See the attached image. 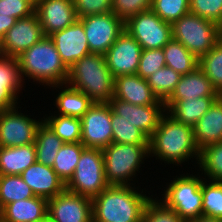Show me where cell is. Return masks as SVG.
Segmentation results:
<instances>
[{"label": "cell", "instance_id": "74e56055", "mask_svg": "<svg viewBox=\"0 0 222 222\" xmlns=\"http://www.w3.org/2000/svg\"><path fill=\"white\" fill-rule=\"evenodd\" d=\"M151 10L163 21L172 23L190 12V0H152Z\"/></svg>", "mask_w": 222, "mask_h": 222}, {"label": "cell", "instance_id": "b9f144b4", "mask_svg": "<svg viewBox=\"0 0 222 222\" xmlns=\"http://www.w3.org/2000/svg\"><path fill=\"white\" fill-rule=\"evenodd\" d=\"M190 12L222 24V0H190Z\"/></svg>", "mask_w": 222, "mask_h": 222}, {"label": "cell", "instance_id": "4dcf8cb0", "mask_svg": "<svg viewBox=\"0 0 222 222\" xmlns=\"http://www.w3.org/2000/svg\"><path fill=\"white\" fill-rule=\"evenodd\" d=\"M35 197L20 175H0V210L7 204Z\"/></svg>", "mask_w": 222, "mask_h": 222}, {"label": "cell", "instance_id": "5b68a950", "mask_svg": "<svg viewBox=\"0 0 222 222\" xmlns=\"http://www.w3.org/2000/svg\"><path fill=\"white\" fill-rule=\"evenodd\" d=\"M105 179L109 185H133L136 172L149 158V144H121L112 142L102 150Z\"/></svg>", "mask_w": 222, "mask_h": 222}, {"label": "cell", "instance_id": "8992f818", "mask_svg": "<svg viewBox=\"0 0 222 222\" xmlns=\"http://www.w3.org/2000/svg\"><path fill=\"white\" fill-rule=\"evenodd\" d=\"M197 175L187 173L176 176L167 187H163L164 193L161 194L160 200L185 222H192L203 216L202 181L205 178Z\"/></svg>", "mask_w": 222, "mask_h": 222}, {"label": "cell", "instance_id": "484cf974", "mask_svg": "<svg viewBox=\"0 0 222 222\" xmlns=\"http://www.w3.org/2000/svg\"><path fill=\"white\" fill-rule=\"evenodd\" d=\"M35 162L34 143L15 147H0V175H20Z\"/></svg>", "mask_w": 222, "mask_h": 222}, {"label": "cell", "instance_id": "ba28073f", "mask_svg": "<svg viewBox=\"0 0 222 222\" xmlns=\"http://www.w3.org/2000/svg\"><path fill=\"white\" fill-rule=\"evenodd\" d=\"M103 152L85 147L79 157L73 176L66 189L75 194L93 198L109 186L105 179Z\"/></svg>", "mask_w": 222, "mask_h": 222}, {"label": "cell", "instance_id": "603a6c76", "mask_svg": "<svg viewBox=\"0 0 222 222\" xmlns=\"http://www.w3.org/2000/svg\"><path fill=\"white\" fill-rule=\"evenodd\" d=\"M48 215V200L35 196L5 205L0 210L3 222H37Z\"/></svg>", "mask_w": 222, "mask_h": 222}, {"label": "cell", "instance_id": "e575fe53", "mask_svg": "<svg viewBox=\"0 0 222 222\" xmlns=\"http://www.w3.org/2000/svg\"><path fill=\"white\" fill-rule=\"evenodd\" d=\"M198 164L206 180L222 182V141L202 149Z\"/></svg>", "mask_w": 222, "mask_h": 222}, {"label": "cell", "instance_id": "ab89813d", "mask_svg": "<svg viewBox=\"0 0 222 222\" xmlns=\"http://www.w3.org/2000/svg\"><path fill=\"white\" fill-rule=\"evenodd\" d=\"M166 66L163 48L144 49L141 54L136 74L146 79L151 74Z\"/></svg>", "mask_w": 222, "mask_h": 222}, {"label": "cell", "instance_id": "7bdbcfd3", "mask_svg": "<svg viewBox=\"0 0 222 222\" xmlns=\"http://www.w3.org/2000/svg\"><path fill=\"white\" fill-rule=\"evenodd\" d=\"M34 13L35 5L30 0H0V16L21 19Z\"/></svg>", "mask_w": 222, "mask_h": 222}, {"label": "cell", "instance_id": "c3c4849f", "mask_svg": "<svg viewBox=\"0 0 222 222\" xmlns=\"http://www.w3.org/2000/svg\"><path fill=\"white\" fill-rule=\"evenodd\" d=\"M4 56L3 50H2V42L0 41V58Z\"/></svg>", "mask_w": 222, "mask_h": 222}, {"label": "cell", "instance_id": "ac0fdd59", "mask_svg": "<svg viewBox=\"0 0 222 222\" xmlns=\"http://www.w3.org/2000/svg\"><path fill=\"white\" fill-rule=\"evenodd\" d=\"M60 54V58L69 69L76 61L90 54L88 41L82 22L77 19L72 25L49 36Z\"/></svg>", "mask_w": 222, "mask_h": 222}, {"label": "cell", "instance_id": "836d02e7", "mask_svg": "<svg viewBox=\"0 0 222 222\" xmlns=\"http://www.w3.org/2000/svg\"><path fill=\"white\" fill-rule=\"evenodd\" d=\"M181 75L168 66L157 70L146 78L154 95L165 102L174 91Z\"/></svg>", "mask_w": 222, "mask_h": 222}, {"label": "cell", "instance_id": "7dc6e473", "mask_svg": "<svg viewBox=\"0 0 222 222\" xmlns=\"http://www.w3.org/2000/svg\"><path fill=\"white\" fill-rule=\"evenodd\" d=\"M37 222H52V219L47 215L45 218H43L42 220H39Z\"/></svg>", "mask_w": 222, "mask_h": 222}, {"label": "cell", "instance_id": "681fc988", "mask_svg": "<svg viewBox=\"0 0 222 222\" xmlns=\"http://www.w3.org/2000/svg\"><path fill=\"white\" fill-rule=\"evenodd\" d=\"M34 5H36L38 0H30Z\"/></svg>", "mask_w": 222, "mask_h": 222}, {"label": "cell", "instance_id": "4fadbf2b", "mask_svg": "<svg viewBox=\"0 0 222 222\" xmlns=\"http://www.w3.org/2000/svg\"><path fill=\"white\" fill-rule=\"evenodd\" d=\"M107 103L113 113L131 122L148 138L158 128L162 116L166 113L165 103L161 100L153 105H134L112 97Z\"/></svg>", "mask_w": 222, "mask_h": 222}, {"label": "cell", "instance_id": "9a60e30c", "mask_svg": "<svg viewBox=\"0 0 222 222\" xmlns=\"http://www.w3.org/2000/svg\"><path fill=\"white\" fill-rule=\"evenodd\" d=\"M143 49L126 31L104 54L107 66L114 77L136 74Z\"/></svg>", "mask_w": 222, "mask_h": 222}, {"label": "cell", "instance_id": "3957f363", "mask_svg": "<svg viewBox=\"0 0 222 222\" xmlns=\"http://www.w3.org/2000/svg\"><path fill=\"white\" fill-rule=\"evenodd\" d=\"M17 59L23 83L26 79H33V82L40 85L52 86L65 84L67 81L68 68L49 36H44Z\"/></svg>", "mask_w": 222, "mask_h": 222}, {"label": "cell", "instance_id": "44dd1931", "mask_svg": "<svg viewBox=\"0 0 222 222\" xmlns=\"http://www.w3.org/2000/svg\"><path fill=\"white\" fill-rule=\"evenodd\" d=\"M113 97L134 105H153L159 100L147 80L137 74L115 77Z\"/></svg>", "mask_w": 222, "mask_h": 222}, {"label": "cell", "instance_id": "30bf717a", "mask_svg": "<svg viewBox=\"0 0 222 222\" xmlns=\"http://www.w3.org/2000/svg\"><path fill=\"white\" fill-rule=\"evenodd\" d=\"M79 20L83 24L90 53L105 54L125 30V22L112 11Z\"/></svg>", "mask_w": 222, "mask_h": 222}, {"label": "cell", "instance_id": "ee69618b", "mask_svg": "<svg viewBox=\"0 0 222 222\" xmlns=\"http://www.w3.org/2000/svg\"><path fill=\"white\" fill-rule=\"evenodd\" d=\"M73 2L78 19L112 11V0H73Z\"/></svg>", "mask_w": 222, "mask_h": 222}, {"label": "cell", "instance_id": "8d00e7d4", "mask_svg": "<svg viewBox=\"0 0 222 222\" xmlns=\"http://www.w3.org/2000/svg\"><path fill=\"white\" fill-rule=\"evenodd\" d=\"M203 217L222 220V182L202 181Z\"/></svg>", "mask_w": 222, "mask_h": 222}, {"label": "cell", "instance_id": "6da1fadb", "mask_svg": "<svg viewBox=\"0 0 222 222\" xmlns=\"http://www.w3.org/2000/svg\"><path fill=\"white\" fill-rule=\"evenodd\" d=\"M149 156L173 166H180L191 158L199 163L200 150L194 140L193 127L176 121L166 112L149 138Z\"/></svg>", "mask_w": 222, "mask_h": 222}, {"label": "cell", "instance_id": "f35d334b", "mask_svg": "<svg viewBox=\"0 0 222 222\" xmlns=\"http://www.w3.org/2000/svg\"><path fill=\"white\" fill-rule=\"evenodd\" d=\"M151 196L145 206L142 222H185L172 208Z\"/></svg>", "mask_w": 222, "mask_h": 222}, {"label": "cell", "instance_id": "d6a6232c", "mask_svg": "<svg viewBox=\"0 0 222 222\" xmlns=\"http://www.w3.org/2000/svg\"><path fill=\"white\" fill-rule=\"evenodd\" d=\"M112 142L121 144H149V138L128 120L111 110Z\"/></svg>", "mask_w": 222, "mask_h": 222}, {"label": "cell", "instance_id": "60d3db41", "mask_svg": "<svg viewBox=\"0 0 222 222\" xmlns=\"http://www.w3.org/2000/svg\"><path fill=\"white\" fill-rule=\"evenodd\" d=\"M112 12L126 22L130 17L151 9L152 0H112Z\"/></svg>", "mask_w": 222, "mask_h": 222}, {"label": "cell", "instance_id": "d4e9b609", "mask_svg": "<svg viewBox=\"0 0 222 222\" xmlns=\"http://www.w3.org/2000/svg\"><path fill=\"white\" fill-rule=\"evenodd\" d=\"M207 96H221L207 78L204 72L197 67L193 72L181 75L174 91L167 100H184Z\"/></svg>", "mask_w": 222, "mask_h": 222}, {"label": "cell", "instance_id": "9c48e42d", "mask_svg": "<svg viewBox=\"0 0 222 222\" xmlns=\"http://www.w3.org/2000/svg\"><path fill=\"white\" fill-rule=\"evenodd\" d=\"M125 30L143 50L163 48L172 39L171 23L163 21L151 9L130 17Z\"/></svg>", "mask_w": 222, "mask_h": 222}, {"label": "cell", "instance_id": "cb8c5ba5", "mask_svg": "<svg viewBox=\"0 0 222 222\" xmlns=\"http://www.w3.org/2000/svg\"><path fill=\"white\" fill-rule=\"evenodd\" d=\"M220 96H207L184 100H166V112L176 121L194 126Z\"/></svg>", "mask_w": 222, "mask_h": 222}, {"label": "cell", "instance_id": "f546056e", "mask_svg": "<svg viewBox=\"0 0 222 222\" xmlns=\"http://www.w3.org/2000/svg\"><path fill=\"white\" fill-rule=\"evenodd\" d=\"M84 148L81 142L64 143L57 152L52 168L65 184L73 176Z\"/></svg>", "mask_w": 222, "mask_h": 222}, {"label": "cell", "instance_id": "1f68e13d", "mask_svg": "<svg viewBox=\"0 0 222 222\" xmlns=\"http://www.w3.org/2000/svg\"><path fill=\"white\" fill-rule=\"evenodd\" d=\"M46 117H43V121L64 143H77L81 141V120L79 118L55 113L54 116L52 114Z\"/></svg>", "mask_w": 222, "mask_h": 222}, {"label": "cell", "instance_id": "7402d4cb", "mask_svg": "<svg viewBox=\"0 0 222 222\" xmlns=\"http://www.w3.org/2000/svg\"><path fill=\"white\" fill-rule=\"evenodd\" d=\"M193 132L200 151L208 145L222 141V95L193 126Z\"/></svg>", "mask_w": 222, "mask_h": 222}, {"label": "cell", "instance_id": "e0dca14e", "mask_svg": "<svg viewBox=\"0 0 222 222\" xmlns=\"http://www.w3.org/2000/svg\"><path fill=\"white\" fill-rule=\"evenodd\" d=\"M35 13L45 36L63 30L78 19L73 0H38Z\"/></svg>", "mask_w": 222, "mask_h": 222}, {"label": "cell", "instance_id": "8fae6325", "mask_svg": "<svg viewBox=\"0 0 222 222\" xmlns=\"http://www.w3.org/2000/svg\"><path fill=\"white\" fill-rule=\"evenodd\" d=\"M19 108L21 109L16 106L0 111V147H15L35 142L43 117L38 120L31 118L30 115L18 111Z\"/></svg>", "mask_w": 222, "mask_h": 222}, {"label": "cell", "instance_id": "bcb514c9", "mask_svg": "<svg viewBox=\"0 0 222 222\" xmlns=\"http://www.w3.org/2000/svg\"><path fill=\"white\" fill-rule=\"evenodd\" d=\"M192 222H222V221L220 219H214L202 216Z\"/></svg>", "mask_w": 222, "mask_h": 222}, {"label": "cell", "instance_id": "d6986e66", "mask_svg": "<svg viewBox=\"0 0 222 222\" xmlns=\"http://www.w3.org/2000/svg\"><path fill=\"white\" fill-rule=\"evenodd\" d=\"M20 176L29 185L35 196L47 200L66 189V184L51 166L38 162L30 165Z\"/></svg>", "mask_w": 222, "mask_h": 222}, {"label": "cell", "instance_id": "ffe728a7", "mask_svg": "<svg viewBox=\"0 0 222 222\" xmlns=\"http://www.w3.org/2000/svg\"><path fill=\"white\" fill-rule=\"evenodd\" d=\"M23 84L18 59L5 55L0 58V111L18 106Z\"/></svg>", "mask_w": 222, "mask_h": 222}, {"label": "cell", "instance_id": "f1b7e54d", "mask_svg": "<svg viewBox=\"0 0 222 222\" xmlns=\"http://www.w3.org/2000/svg\"><path fill=\"white\" fill-rule=\"evenodd\" d=\"M166 66L180 75L193 72L199 64V59L185 46L173 38L163 47Z\"/></svg>", "mask_w": 222, "mask_h": 222}, {"label": "cell", "instance_id": "f907efd6", "mask_svg": "<svg viewBox=\"0 0 222 222\" xmlns=\"http://www.w3.org/2000/svg\"><path fill=\"white\" fill-rule=\"evenodd\" d=\"M221 39H222V24L220 25Z\"/></svg>", "mask_w": 222, "mask_h": 222}, {"label": "cell", "instance_id": "f6af8a7d", "mask_svg": "<svg viewBox=\"0 0 222 222\" xmlns=\"http://www.w3.org/2000/svg\"><path fill=\"white\" fill-rule=\"evenodd\" d=\"M17 19L11 16H0V41L5 33L16 23Z\"/></svg>", "mask_w": 222, "mask_h": 222}, {"label": "cell", "instance_id": "4316f807", "mask_svg": "<svg viewBox=\"0 0 222 222\" xmlns=\"http://www.w3.org/2000/svg\"><path fill=\"white\" fill-rule=\"evenodd\" d=\"M53 89H61L56 97V114L71 116L81 119L85 112L93 105V101L80 90H76L68 84L49 86ZM64 88V89H63Z\"/></svg>", "mask_w": 222, "mask_h": 222}, {"label": "cell", "instance_id": "277c9868", "mask_svg": "<svg viewBox=\"0 0 222 222\" xmlns=\"http://www.w3.org/2000/svg\"><path fill=\"white\" fill-rule=\"evenodd\" d=\"M66 84L86 94L94 103H107L114 95L115 77L104 54L90 53L68 69Z\"/></svg>", "mask_w": 222, "mask_h": 222}, {"label": "cell", "instance_id": "7c38bea8", "mask_svg": "<svg viewBox=\"0 0 222 222\" xmlns=\"http://www.w3.org/2000/svg\"><path fill=\"white\" fill-rule=\"evenodd\" d=\"M81 120V143L103 150L112 143L111 108L108 103H93Z\"/></svg>", "mask_w": 222, "mask_h": 222}, {"label": "cell", "instance_id": "2e32d148", "mask_svg": "<svg viewBox=\"0 0 222 222\" xmlns=\"http://www.w3.org/2000/svg\"><path fill=\"white\" fill-rule=\"evenodd\" d=\"M44 36L36 13L26 18L17 19L1 41L3 53L5 56L17 58Z\"/></svg>", "mask_w": 222, "mask_h": 222}, {"label": "cell", "instance_id": "52a82bcc", "mask_svg": "<svg viewBox=\"0 0 222 222\" xmlns=\"http://www.w3.org/2000/svg\"><path fill=\"white\" fill-rule=\"evenodd\" d=\"M172 38L185 46L198 59L220 40V26L191 12L171 23Z\"/></svg>", "mask_w": 222, "mask_h": 222}, {"label": "cell", "instance_id": "83f0119b", "mask_svg": "<svg viewBox=\"0 0 222 222\" xmlns=\"http://www.w3.org/2000/svg\"><path fill=\"white\" fill-rule=\"evenodd\" d=\"M36 162L53 166L55 157L64 142L43 121L38 127L35 138Z\"/></svg>", "mask_w": 222, "mask_h": 222}, {"label": "cell", "instance_id": "5bb4252c", "mask_svg": "<svg viewBox=\"0 0 222 222\" xmlns=\"http://www.w3.org/2000/svg\"><path fill=\"white\" fill-rule=\"evenodd\" d=\"M52 222H93L92 199L65 189L48 199Z\"/></svg>", "mask_w": 222, "mask_h": 222}, {"label": "cell", "instance_id": "7a4b0ae2", "mask_svg": "<svg viewBox=\"0 0 222 222\" xmlns=\"http://www.w3.org/2000/svg\"><path fill=\"white\" fill-rule=\"evenodd\" d=\"M109 185L92 198L93 222H142L152 198L135 185Z\"/></svg>", "mask_w": 222, "mask_h": 222}, {"label": "cell", "instance_id": "d590c367", "mask_svg": "<svg viewBox=\"0 0 222 222\" xmlns=\"http://www.w3.org/2000/svg\"><path fill=\"white\" fill-rule=\"evenodd\" d=\"M198 67L222 95V39L205 55L199 58Z\"/></svg>", "mask_w": 222, "mask_h": 222}]
</instances>
